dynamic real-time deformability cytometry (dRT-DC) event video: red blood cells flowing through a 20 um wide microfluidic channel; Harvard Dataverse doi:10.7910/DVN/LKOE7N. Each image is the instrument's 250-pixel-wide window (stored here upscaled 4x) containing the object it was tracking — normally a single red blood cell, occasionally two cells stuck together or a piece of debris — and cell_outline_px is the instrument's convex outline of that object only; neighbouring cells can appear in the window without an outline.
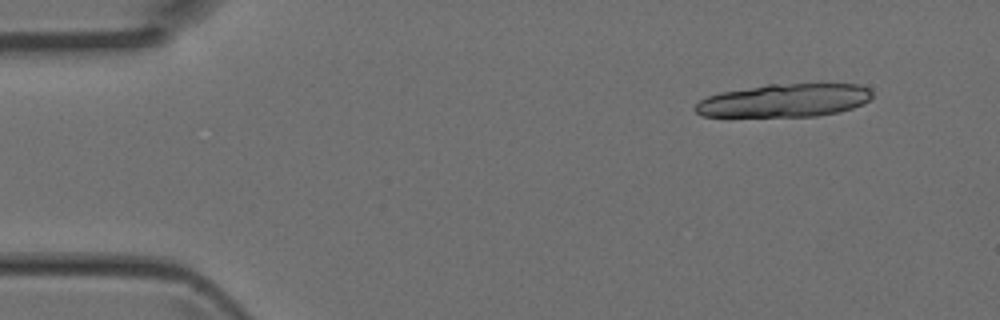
{"species": "Egyptian fruit bat (a non-hibernating species)", "species_latin": "Rousettus aegyptiacus", "temperature_condition": "room temperature", "stored_images_in_passage": 8, "camera_frame_rate_fps": 3000, "um_per_image_px": 0.085, "animal": {"sex": "female"}, "frame": {"image": 1, "passage_image": 1, "time_ms": 0.0, "image_size_px": [1000, 320], "cell_outline_px": [[872, 96], [868, 100], [852, 108], [840, 112], [816, 116], [704, 116], [696, 112], [692, 108], [700, 100], [708, 96], [720, 92], [768, 84], [820, 80], [860, 84], [868, 88], [872, 92]], "centroid_in_image_um": [66.77, 8.48], "position_along_channel_um": 18.2, "area_um2": 35.37}}
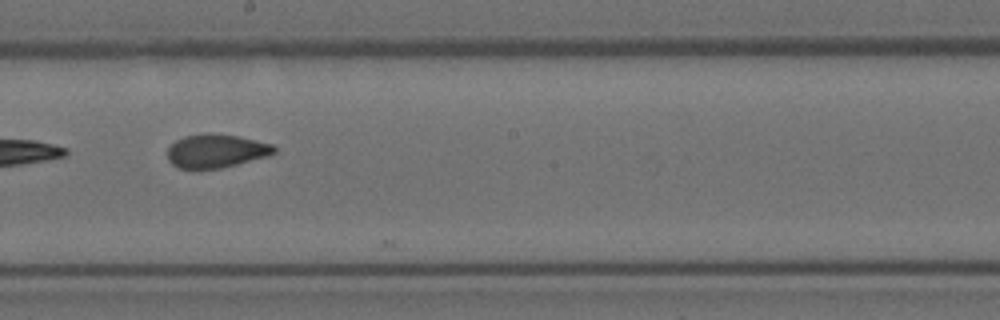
{"frame": {"image": 2, "passage_image": 7, "time_ms": 2.0, "image_size_px": [1000, 320], "cell_outline_px": [[276, 152], [268, 156], [220, 168], [180, 168], [172, 164], [168, 160], [168, 148], [176, 140], [184, 136], [208, 132], [212, 132], [240, 136], [272, 144], [276, 148]], "centroid_in_image_um": [18.38, 12.8], "position_along_channel_um": 229.8, "area_um2": 20.87}}
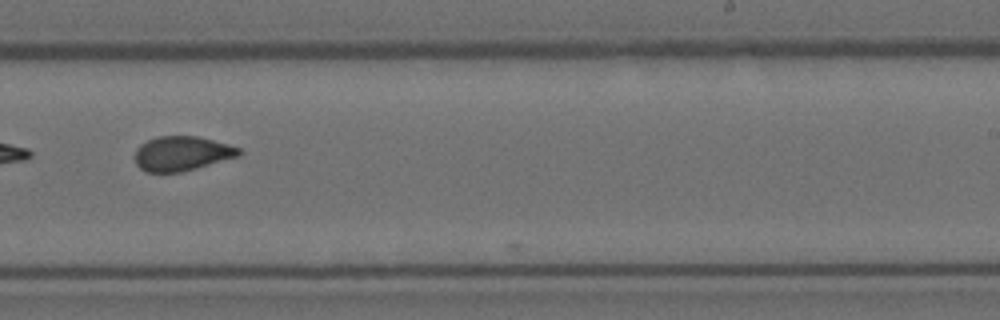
{"frame": {"image": 3, "passage_image": 8, "time_ms": 2.333, "image_size_px": [1000, 320], "cell_outline_px": [[240, 156], [196, 168], [180, 172], [144, 172], [136, 164], [136, 148], [140, 144], [156, 136], [196, 136], [228, 144], [240, 148]], "centroid_in_image_um": [15.44, 13.05], "position_along_channel_um": 273.6, "area_um2": 20.87}}